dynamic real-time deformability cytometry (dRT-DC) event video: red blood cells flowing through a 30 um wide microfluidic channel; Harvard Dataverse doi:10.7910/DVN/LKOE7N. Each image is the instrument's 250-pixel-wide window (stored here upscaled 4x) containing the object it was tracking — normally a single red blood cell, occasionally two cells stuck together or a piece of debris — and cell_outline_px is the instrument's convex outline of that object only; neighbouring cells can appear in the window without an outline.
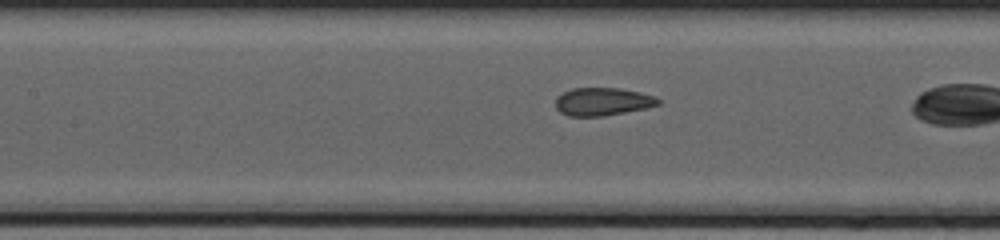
{"species": "common noctule bat (a hibernating species)", "species_latin": "Nyctalus noctula", "temperature_condition": "cold", "stored_images_in_passage": 24, "camera_frame_rate_fps": 3000, "um_per_image_px": 0.085, "animal": {"sex": "female", "body_mass_g": 20.0, "forearm_length_mm": 54.0}, "frame": {"image": 1, "passage_image": 8, "time_ms": 2.333, "image_size_px": [1000, 240], "cell_outline_px": [[660, 104], [648, 108], [604, 116], [568, 116], [560, 112], [556, 108], [556, 96], [572, 88], [620, 88], [640, 92], [652, 96], [660, 100]], "centroid_in_image_um": [51.21, 8.64], "position_along_channel_um": 156.2, "area_um2": 16.76}}
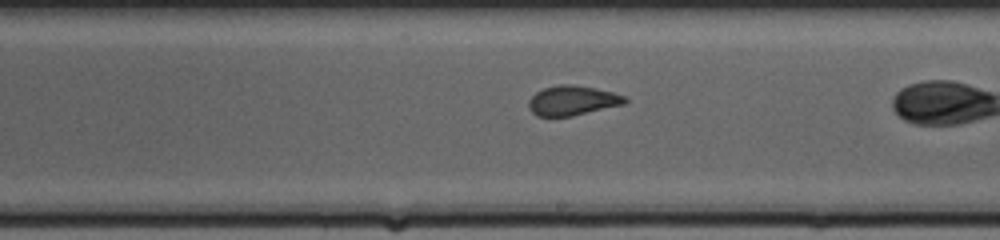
{"frame": {"image": 2, "passage_image": 14, "time_ms": 4.333, "image_size_px": [1000, 240], "cell_outline_px": [[628, 100], [624, 104], [572, 116], [536, 116], [528, 108], [528, 100], [536, 92], [544, 88], [560, 84], [572, 84], [596, 88], [612, 92], [624, 96]], "centroid_in_image_um": [48.63, 8.54], "position_along_channel_um": 240.4, "area_um2": 16.65}}
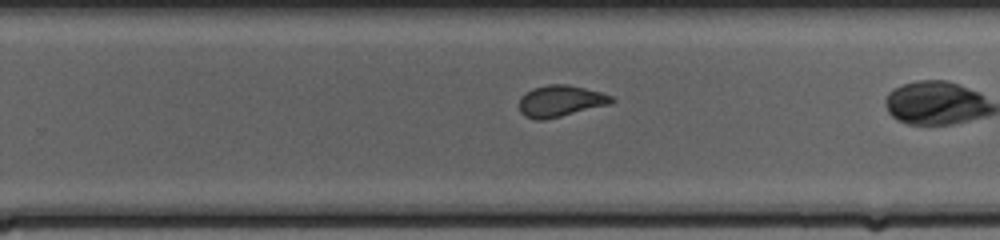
{"frame": {"image": 3, "passage_image": 17, "time_ms": 5.333, "image_size_px": [1000, 240], "cell_outline_px": [[616, 100], [612, 104], [544, 120], [536, 120], [524, 116], [520, 112], [520, 96], [524, 92], [532, 88], [548, 84], [568, 84], [600, 92], [612, 96]], "centroid_in_image_um": [47.63, 8.58], "position_along_channel_um": 282.2, "area_um2": 17.11}}